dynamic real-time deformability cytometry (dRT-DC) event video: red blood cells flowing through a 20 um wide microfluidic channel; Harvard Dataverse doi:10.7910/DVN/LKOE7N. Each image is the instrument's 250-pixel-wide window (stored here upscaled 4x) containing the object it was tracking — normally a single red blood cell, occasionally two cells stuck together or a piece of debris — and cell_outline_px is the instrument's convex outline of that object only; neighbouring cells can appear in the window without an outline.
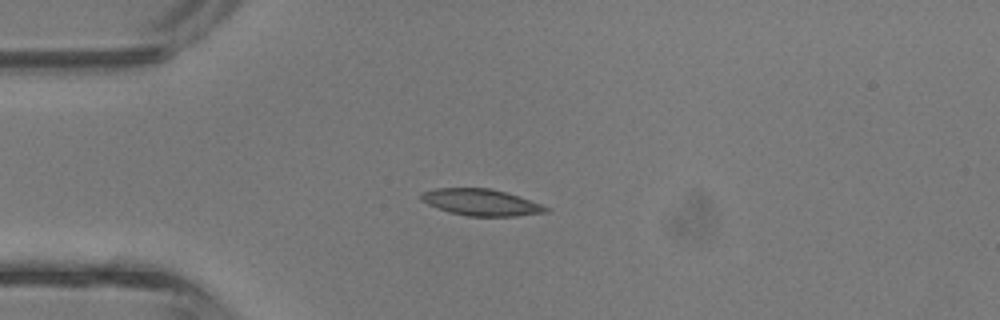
{"species": "common noctule bat (a hibernating species)", "species_latin": "Nyctalus noctula", "temperature_condition": "room temperature", "stored_images_in_passage": 3, "camera_frame_rate_fps": 3000, "um_per_image_px": 0.085, "animal": {"sex": "male", "body_mass_g": 13.3}, "frame": {"image": 1, "passage_image": 2, "time_ms": 0.333, "image_size_px": [1000, 320], "cell_outline_px": [[552, 208], [548, 212], [516, 216], [468, 216], [452, 212], [428, 204], [420, 200], [420, 192], [436, 188], [492, 188]], "centroid_in_image_um": [40.88, 17.19], "position_along_channel_um": 44.1, "area_um2": 19.07}}